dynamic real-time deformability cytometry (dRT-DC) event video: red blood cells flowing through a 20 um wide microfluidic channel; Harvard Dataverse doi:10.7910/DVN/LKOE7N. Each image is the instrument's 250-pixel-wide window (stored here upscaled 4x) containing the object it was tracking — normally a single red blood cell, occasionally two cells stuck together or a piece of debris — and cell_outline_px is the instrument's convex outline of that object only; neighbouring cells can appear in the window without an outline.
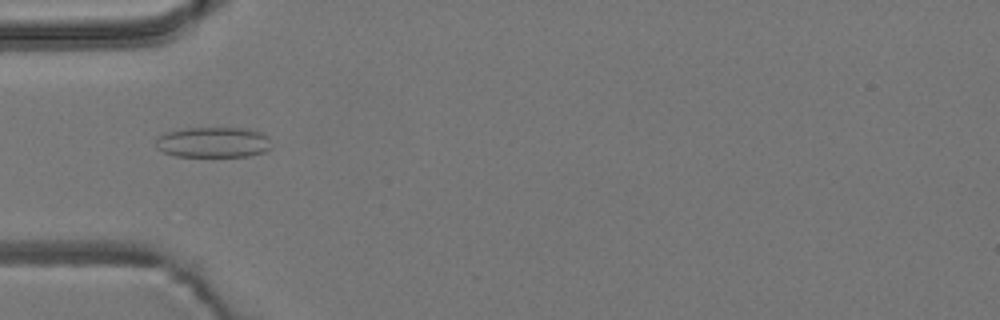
{"species": "common noctule bat (a hibernating species)", "species_latin": "Nyctalus noctula", "temperature_condition": "room temperature", "stored_images_in_passage": 23, "camera_frame_rate_fps": 3000, "um_per_image_px": 0.085, "animal": {"sex": "male", "body_mass_g": 19.2, "forearm_length_mm": 51.8}, "frame": {"image": 1, "passage_image": 10, "time_ms": 3.0, "image_size_px": [1000, 320], "cell_outline_px": [[272, 148], [264, 152], [248, 156], [176, 156], [164, 152], [156, 148], [156, 140], [160, 136], [168, 132], [184, 128], [248, 128], [260, 132], [268, 136]], "centroid_in_image_um": [18.16, 12.09], "position_along_channel_um": 66.8, "area_um2": 20.58}}
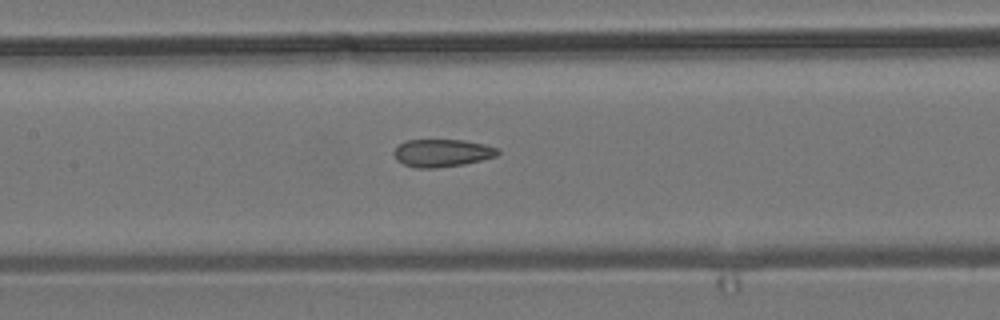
{"frame": {"image": 2, "passage_image": 18, "time_ms": 5.667, "image_size_px": [1000, 320], "cell_outline_px": [[500, 152], [496, 156], [464, 164], [436, 168], [416, 168], [404, 164], [396, 160], [392, 152], [404, 140], [464, 140], [484, 144], [500, 148]], "centroid_in_image_um": [37.57, 13.0], "position_along_channel_um": 169.8, "area_um2": 16.82}}
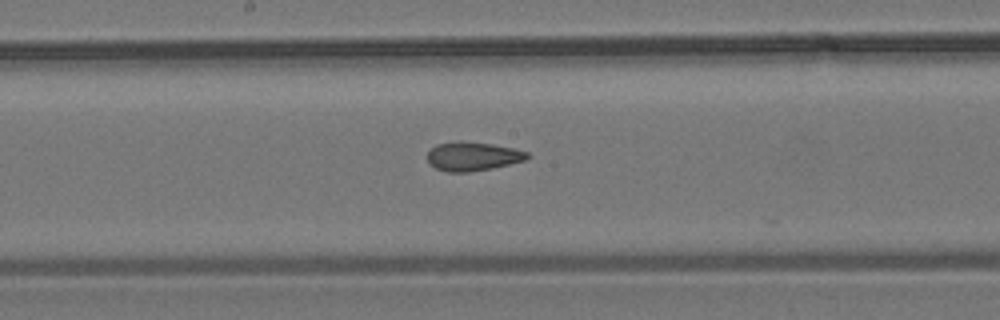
{"frame": {"image": 3, "passage_image": 21, "time_ms": 6.667, "image_size_px": [1000, 320], "cell_outline_px": [[532, 156], [524, 160], [492, 168], [468, 172], [448, 172], [436, 168], [428, 164], [428, 152], [436, 144], [456, 140], [460, 140], [492, 144], [512, 148], [528, 152]], "centroid_in_image_um": [40.16, 13.27], "position_along_channel_um": 208.0, "area_um2": 16.88}}